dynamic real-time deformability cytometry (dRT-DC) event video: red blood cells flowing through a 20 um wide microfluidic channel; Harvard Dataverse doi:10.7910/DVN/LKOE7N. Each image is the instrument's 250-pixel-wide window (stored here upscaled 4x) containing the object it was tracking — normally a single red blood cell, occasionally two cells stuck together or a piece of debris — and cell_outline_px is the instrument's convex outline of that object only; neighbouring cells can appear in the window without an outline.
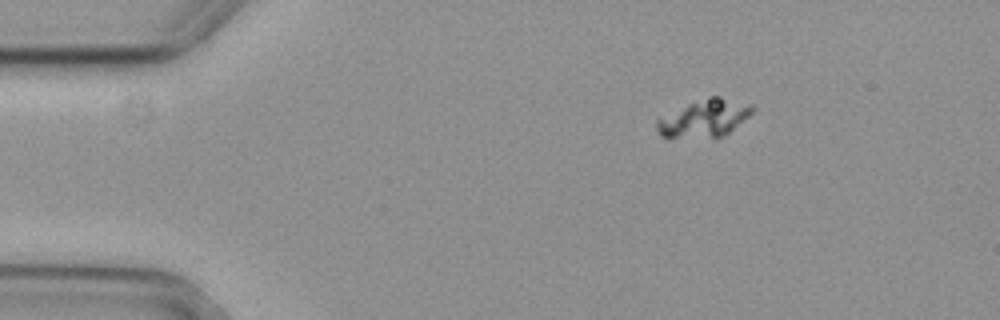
{"species": "common noctule bat (a hibernating species)", "species_latin": "Nyctalus noctula", "temperature_condition": "cold", "stored_images_in_passage": 3, "camera_frame_rate_fps": 3000, "um_per_image_px": 0.085, "animal": {"sex": "female", "body_mass_g": 29.2, "forearm_length_mm": 56.3}, "frame": {"image": 1, "passage_image": 1, "time_ms": 0.0, "image_size_px": [1000, 320], "cell_outline_px": [[756, 108], [748, 116], [724, 136], [660, 136], [656, 128], [656, 120], [688, 104], [708, 96], [720, 96], [752, 104]], "centroid_in_image_um": [59.92, 10.01], "position_along_channel_um": 25.1, "area_um2": 20.17}}